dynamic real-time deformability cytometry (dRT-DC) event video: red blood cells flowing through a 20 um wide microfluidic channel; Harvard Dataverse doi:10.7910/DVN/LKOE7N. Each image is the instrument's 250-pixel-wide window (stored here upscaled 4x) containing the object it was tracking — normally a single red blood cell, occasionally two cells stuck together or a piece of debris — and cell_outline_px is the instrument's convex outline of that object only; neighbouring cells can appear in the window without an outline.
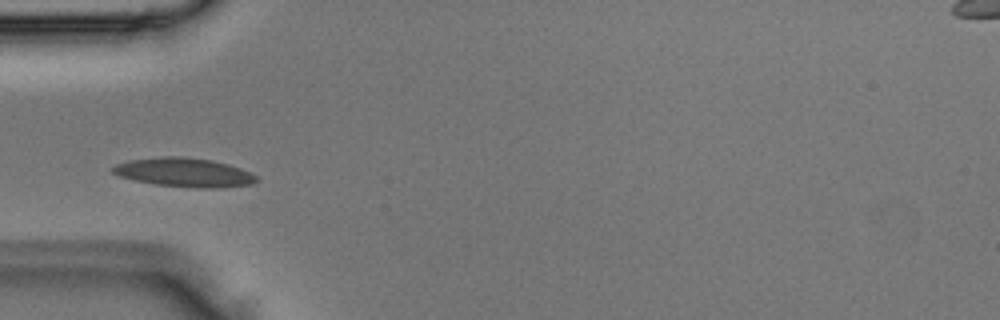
{"species": "Egyptian fruit bat (a non-hibernating species)", "species_latin": "Rousettus aegyptiacus", "temperature_condition": "room temperature", "stored_images_in_passage": 4, "camera_frame_rate_fps": 3000, "um_per_image_px": 0.085, "animal": {"sex": "male"}, "frame": {"image": 1, "passage_image": 4, "time_ms": 1.0, "image_size_px": [1000, 320], "cell_outline_px": [[256, 180], [252, 184], [216, 188], [196, 188], [156, 184], [136, 180], [120, 176], [112, 172], [112, 168], [116, 164], [128, 160], [160, 156], [184, 156], [212, 160], [228, 164], [240, 168], [256, 176]], "centroid_in_image_um": [15.64, 14.64], "position_along_channel_um": 69.4, "area_um2": 24.1}}